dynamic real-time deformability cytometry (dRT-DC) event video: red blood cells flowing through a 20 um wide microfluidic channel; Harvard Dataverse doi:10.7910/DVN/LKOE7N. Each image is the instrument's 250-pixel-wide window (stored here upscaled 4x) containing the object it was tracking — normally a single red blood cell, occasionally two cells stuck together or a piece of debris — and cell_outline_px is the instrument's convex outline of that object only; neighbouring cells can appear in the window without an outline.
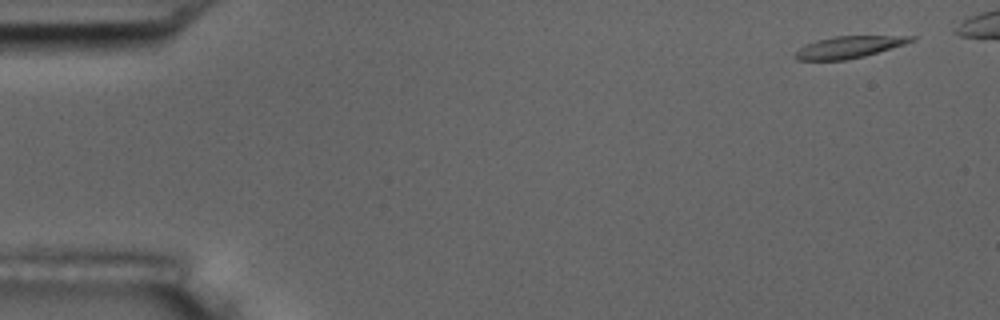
{"species": "common noctule bat (a hibernating species)", "species_latin": "Nyctalus noctula", "temperature_condition": "room temperature", "stored_images_in_passage": 6, "segment_of_instrument_passage": [2, 2], "camera_frame_rate_fps": 3000, "um_per_image_px": 0.085, "animal": {"sex": "male", "body_mass_g": 17.5, "forearm_length_mm": 52.3}, "frame": {"image": 1, "passage_image": 6, "time_ms": 5.667, "image_size_px": [1000, 320], "cell_outline_px": [[916, 40], [904, 44], [864, 56], [844, 60], [796, 60], [792, 56], [800, 48], [816, 40], [836, 36], [916, 36]], "centroid_in_image_um": [72.14, 4.0], "position_along_channel_um": 12.9, "area_um2": 14.57}}